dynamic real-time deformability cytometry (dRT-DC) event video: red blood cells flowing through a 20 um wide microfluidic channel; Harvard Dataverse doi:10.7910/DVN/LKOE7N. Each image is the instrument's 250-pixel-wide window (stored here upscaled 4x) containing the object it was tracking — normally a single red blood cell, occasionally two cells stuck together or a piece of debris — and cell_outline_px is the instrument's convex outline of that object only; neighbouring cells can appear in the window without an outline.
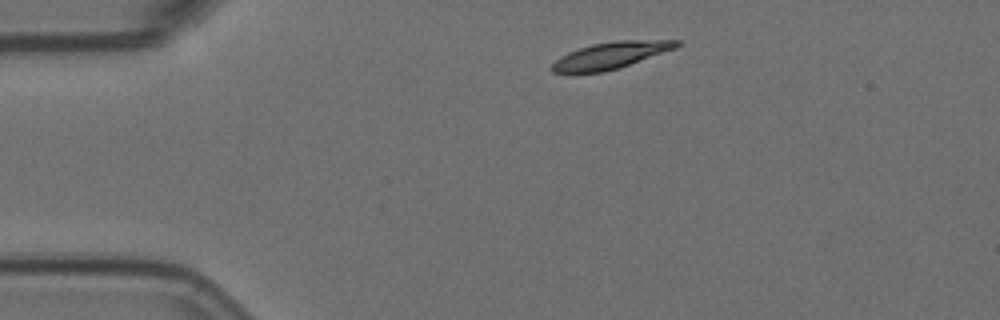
{"species": "Egyptian fruit bat (a non-hibernating species)", "species_latin": "Rousettus aegyptiacus", "temperature_condition": "room temperature", "stored_images_in_passage": 2, "camera_frame_rate_fps": 3000, "um_per_image_px": 0.085, "animal": {"sex": "female"}, "frame": {"image": 1, "passage_image": 1, "time_ms": 0.0, "image_size_px": [1000, 320], "cell_outline_px": [[680, 44], [676, 48], [620, 68], [604, 72], [552, 72], [548, 68], [560, 56], [568, 52], [592, 44], [616, 40], [680, 40]], "centroid_in_image_um": [51.91, 4.7], "position_along_channel_um": 33.1, "area_um2": 19.36}}